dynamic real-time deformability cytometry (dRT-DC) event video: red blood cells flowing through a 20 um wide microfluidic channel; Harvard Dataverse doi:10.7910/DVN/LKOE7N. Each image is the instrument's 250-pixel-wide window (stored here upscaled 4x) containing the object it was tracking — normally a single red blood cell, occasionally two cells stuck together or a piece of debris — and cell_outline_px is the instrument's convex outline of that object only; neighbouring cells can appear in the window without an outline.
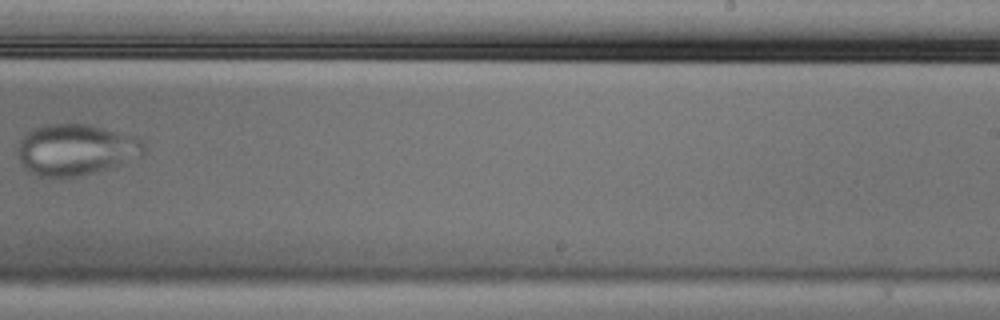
{"species": "Egyptian fruit bat (a non-hibernating species)", "species_latin": "Rousettus aegyptiacus", "temperature_condition": "cold", "stored_images_in_passage": 10, "camera_frame_rate_fps": 3000, "um_per_image_px": 0.085, "animal": {"sex": "male"}, "frame": {"image": 1, "passage_image": 10, "time_ms": 3.0, "image_size_px": [1000, 320], "cell_outline_px": [[144, 152], [140, 156], [112, 168], [80, 176], [36, 176], [28, 172], [24, 168], [16, 156], [16, 148], [20, 140], [28, 132], [44, 124], [84, 124], [132, 136], [144, 140]], "centroid_in_image_um": [6.39, 12.74], "position_along_channel_um": 282.6, "area_um2": 37.57}}